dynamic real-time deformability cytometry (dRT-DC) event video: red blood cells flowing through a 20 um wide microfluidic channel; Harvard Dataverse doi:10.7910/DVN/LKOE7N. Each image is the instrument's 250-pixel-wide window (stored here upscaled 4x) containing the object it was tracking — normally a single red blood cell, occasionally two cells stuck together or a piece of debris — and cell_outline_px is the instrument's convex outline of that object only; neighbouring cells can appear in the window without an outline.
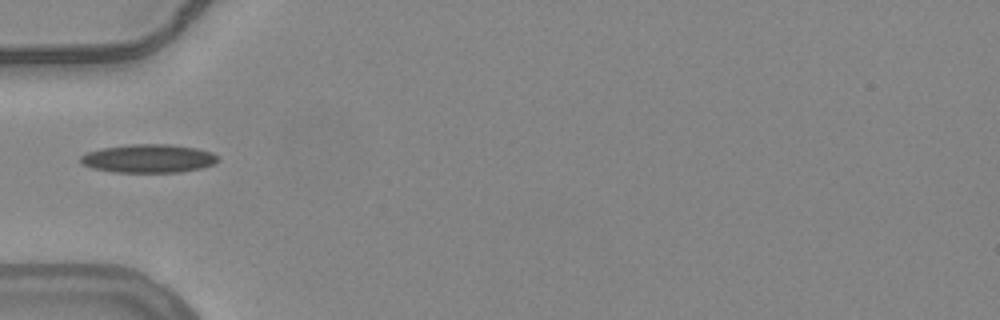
{"species": "common noctule bat (a hibernating species)", "species_latin": "Nyctalus noctula", "temperature_condition": "warm", "stored_images_in_passage": 37, "camera_frame_rate_fps": 3000, "um_per_image_px": 0.085, "animal": {"sex": "female", "body_mass_g": 24.6, "forearm_length_mm": 56.2}, "frame": {"image": 1, "passage_image": 1, "time_ms": 0.0, "image_size_px": [1000, 320], "cell_outline_px": [[220, 160], [212, 164], [200, 168], [180, 172], [112, 172], [92, 168], [80, 164], [80, 156], [88, 152], [104, 148], [132, 144], [168, 144], [196, 148], [212, 152]], "centroid_in_image_um": [12.6, 13.48], "position_along_channel_um": 72.4, "area_um2": 22.66}}
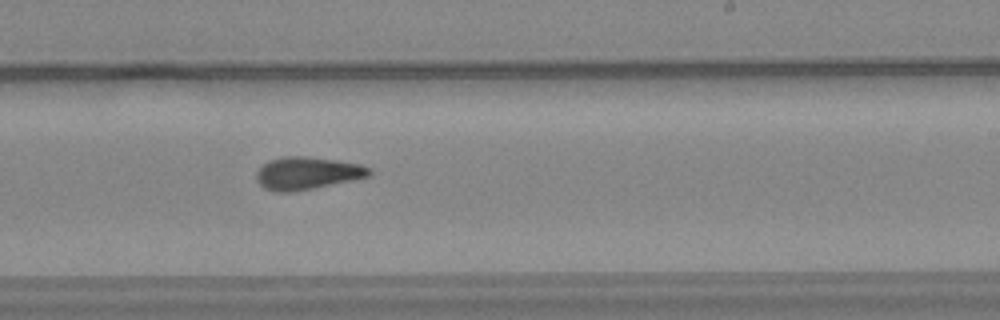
{"frame": {"image": 2, "passage_image": 16, "time_ms": 5.0, "image_size_px": [1000, 320], "cell_outline_px": [[372, 172], [368, 176], [352, 180], [292, 192], [276, 192], [264, 188], [256, 180], [256, 172], [268, 160], [284, 156], [300, 156], [336, 160], [360, 164], [368, 168]], "centroid_in_image_um": [26.06, 14.72], "position_along_channel_um": 262.9, "area_um2": 21.15}, "authors_computed_cell_mechanics": {"area_um2": 20.9236, "velocity_mm_per_s": 3.7926, "shape_relaxation_time_tau1_ms": null, "shape_relaxation_time_tau2_ms": 4.1662, "deformation_change_tau1": null, "deformation_change_tau2": 0.1169}}